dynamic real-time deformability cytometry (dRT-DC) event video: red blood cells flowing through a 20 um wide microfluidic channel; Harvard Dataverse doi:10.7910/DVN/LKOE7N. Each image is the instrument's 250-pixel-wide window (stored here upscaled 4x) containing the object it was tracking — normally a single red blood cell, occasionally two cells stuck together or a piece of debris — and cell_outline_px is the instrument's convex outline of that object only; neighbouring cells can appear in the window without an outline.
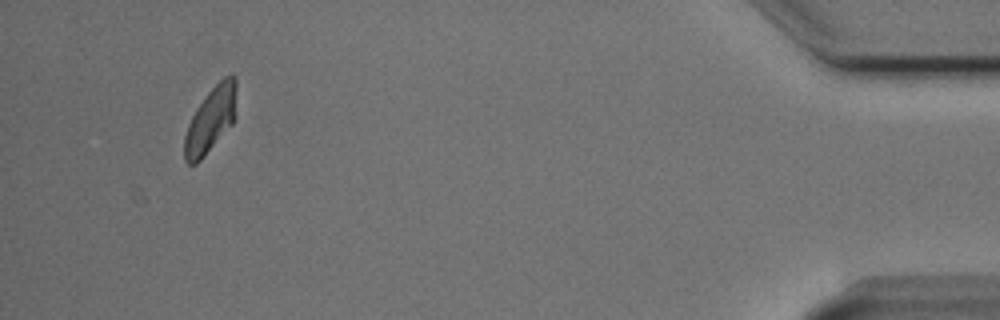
{"species": "Egyptian fruit bat (a non-hibernating species)", "species_latin": "Rousettus aegyptiacus", "temperature_condition": "cold", "stored_images_in_passage": 46, "camera_frame_rate_fps": 3000, "um_per_image_px": 0.085, "animal": {"sex": "male"}, "frame": {"image": 1, "passage_image": 46, "time_ms": 15.0, "image_size_px": [1000, 320], "cell_outline_px": [[236, 120], [204, 156], [196, 164], [188, 164], [184, 160], [184, 136], [188, 124], [196, 108], [208, 92], [224, 76], [232, 72], [236, 76]], "centroid_in_image_um": [17.93, 10.15], "position_along_channel_um": 417.3, "area_um2": 20.06}}